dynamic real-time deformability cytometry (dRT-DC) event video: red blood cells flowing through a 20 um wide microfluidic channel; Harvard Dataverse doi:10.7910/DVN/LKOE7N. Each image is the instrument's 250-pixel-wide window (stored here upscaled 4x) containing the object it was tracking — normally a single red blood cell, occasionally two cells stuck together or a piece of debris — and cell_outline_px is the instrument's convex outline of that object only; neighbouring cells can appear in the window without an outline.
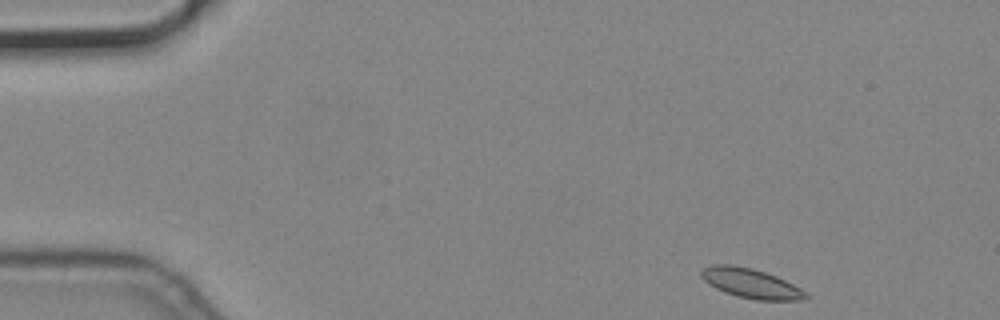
{"species": "common noctule bat (a hibernating species)", "species_latin": "Nyctalus noctula", "temperature_condition": "cold", "stored_images_in_passage": 4, "camera_frame_rate_fps": 3000, "um_per_image_px": 0.085, "animal": {"sex": "male", "body_mass_g": 19.2, "forearm_length_mm": 51.8}, "frame": {"image": 1, "passage_image": 1, "time_ms": 0.0, "image_size_px": [1000, 320], "cell_outline_px": [[808, 296], [800, 300], [756, 300], [736, 296], [724, 292], [708, 284], [700, 276], [700, 272], [704, 268], [712, 264], [732, 264], [752, 268], [776, 276], [808, 292]], "centroid_in_image_um": [63.79, 24.08], "position_along_channel_um": 21.2, "area_um2": 18.03}}
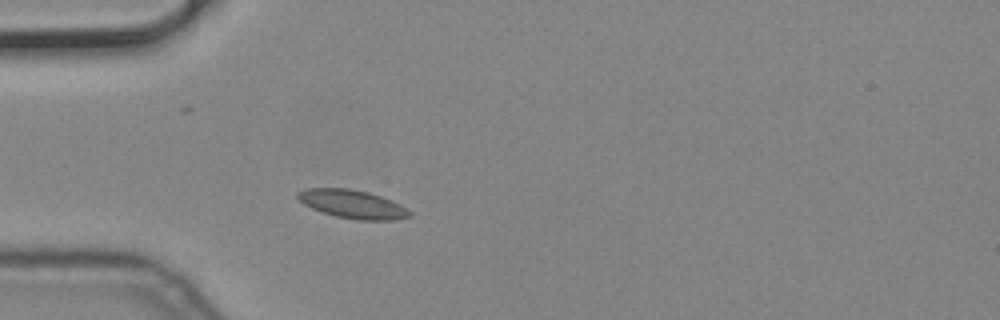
{"frame": {"image": 2, "passage_image": 4, "time_ms": 1.0, "image_size_px": [1000, 320], "cell_outline_px": [[412, 216], [392, 220], [356, 220], [336, 216], [320, 212], [296, 200], [296, 192], [304, 188], [348, 188], [368, 192], [392, 200], [400, 204], [412, 212]], "centroid_in_image_um": [29.92, 17.35], "position_along_channel_um": 55.1, "area_um2": 18.79}}